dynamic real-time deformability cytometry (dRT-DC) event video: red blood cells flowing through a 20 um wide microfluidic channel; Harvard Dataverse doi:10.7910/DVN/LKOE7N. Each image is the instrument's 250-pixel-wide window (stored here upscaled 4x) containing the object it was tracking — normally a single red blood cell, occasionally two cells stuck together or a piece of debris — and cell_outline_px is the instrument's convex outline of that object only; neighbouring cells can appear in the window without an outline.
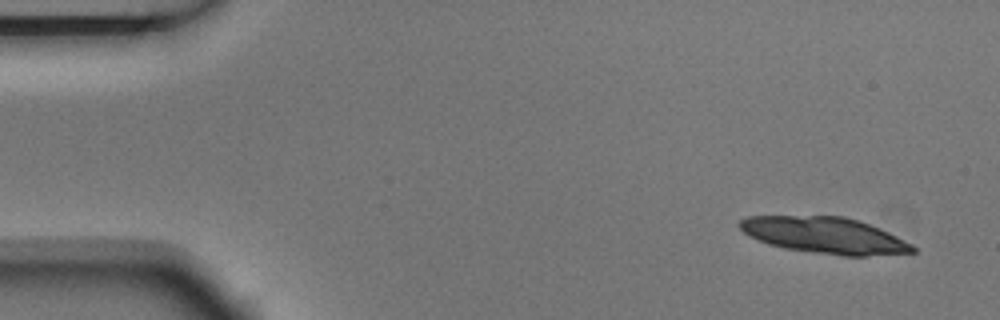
{"species": "Egyptian fruit bat (a non-hibernating species)", "species_latin": "Rousettus aegyptiacus", "temperature_condition": "room temperature", "stored_images_in_passage": 4, "camera_frame_rate_fps": 3000, "um_per_image_px": 0.085, "animal": {"sex": "male"}, "frame": {"image": 1, "passage_image": 1, "time_ms": 0.0, "image_size_px": [1000, 320], "cell_outline_px": [[916, 252], [868, 256], [844, 256], [784, 248], [768, 244], [748, 236], [736, 224], [740, 220], [748, 216], [844, 216], [860, 220], [888, 232], [912, 244], [916, 248]], "centroid_in_image_um": [70.09, 20.0], "position_along_channel_um": 14.9, "area_um2": 36.65}}